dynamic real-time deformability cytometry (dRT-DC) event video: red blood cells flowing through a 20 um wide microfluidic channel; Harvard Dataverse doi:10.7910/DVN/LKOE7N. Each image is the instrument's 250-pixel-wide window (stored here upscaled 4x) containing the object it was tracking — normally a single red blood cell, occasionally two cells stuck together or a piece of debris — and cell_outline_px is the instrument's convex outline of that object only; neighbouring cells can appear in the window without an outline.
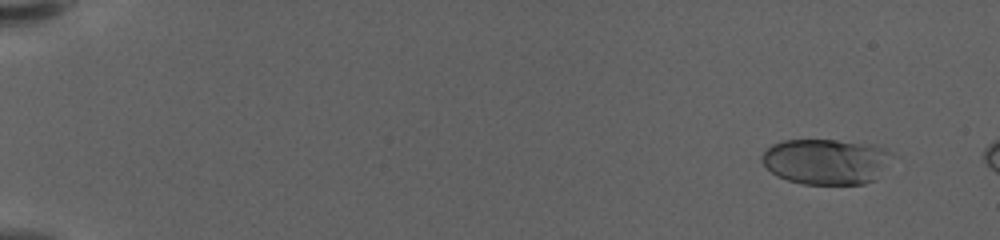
{"species": "human", "species_latin": "Homo sapiens", "temperature_condition": "warm", "stored_images_in_passage": 18, "camera_frame_rate_fps": 3000, "um_per_image_px": 0.085, "donor": {"sex": "female"}, "frame": {"image": 1, "passage_image": 5, "time_ms": 1.333, "image_size_px": [1000, 240], "cell_outline_px": [[900, 156], [876, 180], [864, 184], [800, 184], [776, 176], [760, 160], [760, 156], [772, 144], [784, 140], [836, 140], [876, 144]], "centroid_in_image_um": [70.35, 13.73], "position_along_channel_um": 14.7, "area_um2": 35.66}}